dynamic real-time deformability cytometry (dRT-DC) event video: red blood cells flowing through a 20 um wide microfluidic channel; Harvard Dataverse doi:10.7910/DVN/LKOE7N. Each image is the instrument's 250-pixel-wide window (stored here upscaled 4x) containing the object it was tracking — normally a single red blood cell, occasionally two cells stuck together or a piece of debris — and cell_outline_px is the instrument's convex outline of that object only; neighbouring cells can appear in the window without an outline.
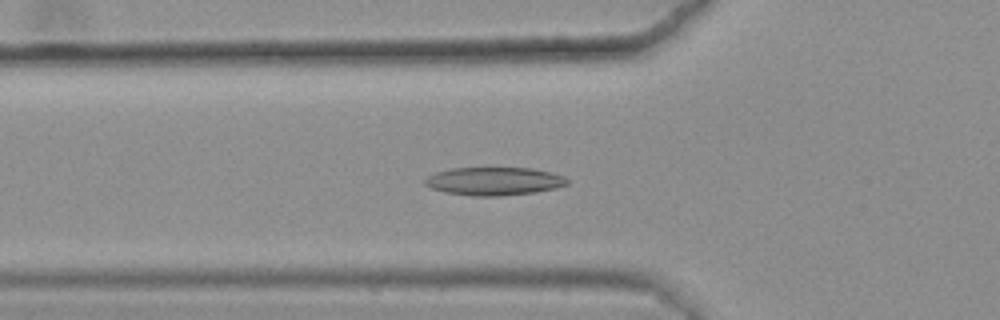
{"species": "common noctule bat (a hibernating species)", "species_latin": "Nyctalus noctula", "temperature_condition": "warm", "stored_images_in_passage": 30, "camera_frame_rate_fps": 3000, "um_per_image_px": 0.085, "animal": {"sex": "female", "body_mass_g": 25.1}, "frame": {"image": 1, "passage_image": 3, "time_ms": 0.667, "image_size_px": [1000, 320], "cell_outline_px": [[568, 184], [556, 188], [536, 192], [500, 196], [472, 196], [444, 192], [432, 188], [424, 184], [424, 180], [428, 176], [436, 172], [452, 168], [532, 168], [552, 172], [564, 176], [568, 180]], "centroid_in_image_um": [42.01, 15.4], "position_along_channel_um": 83.8, "area_um2": 23.41}}
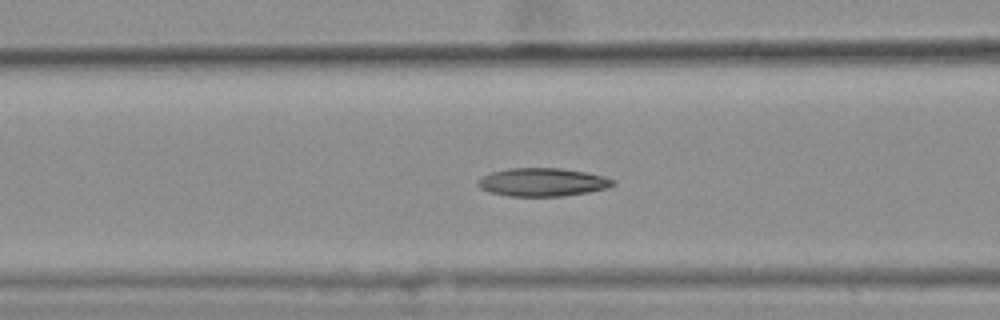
{"frame": {"image": 2, "passage_image": 6, "time_ms": 1.667, "image_size_px": [1000, 320], "cell_outline_px": [[616, 184], [608, 188], [588, 192], [560, 196], [508, 196], [488, 192], [480, 188], [476, 184], [476, 180], [492, 172], [508, 168], [560, 168], [584, 172], [616, 180]], "centroid_in_image_um": [46.08, 15.49], "position_along_channel_um": 120.5, "area_um2": 22.2}}
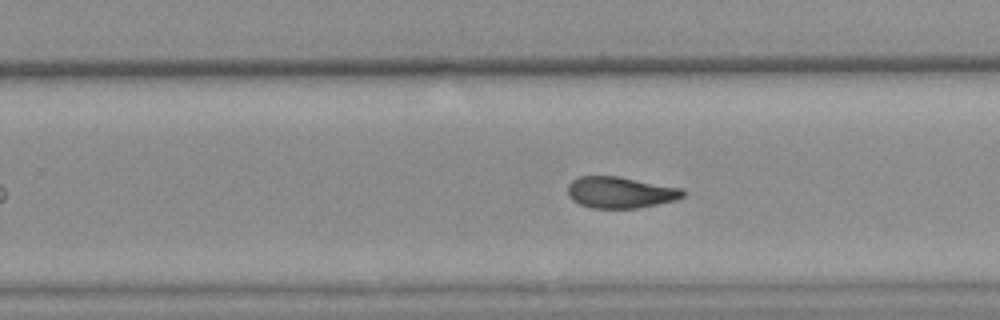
{"frame": {"image": 3, "passage_image": 19, "time_ms": 6.0, "image_size_px": [1000, 320], "cell_outline_px": [[684, 196], [676, 200], [636, 208], [592, 208], [580, 204], [572, 200], [568, 196], [568, 184], [572, 180], [580, 176], [616, 176], [684, 188]], "centroid_in_image_um": [52.72, 16.35], "position_along_channel_um": 277.1, "area_um2": 21.04}, "authors_computed_cell_mechanics": {"area_um2": 21.5016, "velocity_mm_per_s": 3.6175, "shape_relaxation_time_tau1_ms": null, "shape_relaxation_time_tau2_ms": 4.4357, "deformation_change_tau1": null, "deformation_change_tau2": 0.1202}}